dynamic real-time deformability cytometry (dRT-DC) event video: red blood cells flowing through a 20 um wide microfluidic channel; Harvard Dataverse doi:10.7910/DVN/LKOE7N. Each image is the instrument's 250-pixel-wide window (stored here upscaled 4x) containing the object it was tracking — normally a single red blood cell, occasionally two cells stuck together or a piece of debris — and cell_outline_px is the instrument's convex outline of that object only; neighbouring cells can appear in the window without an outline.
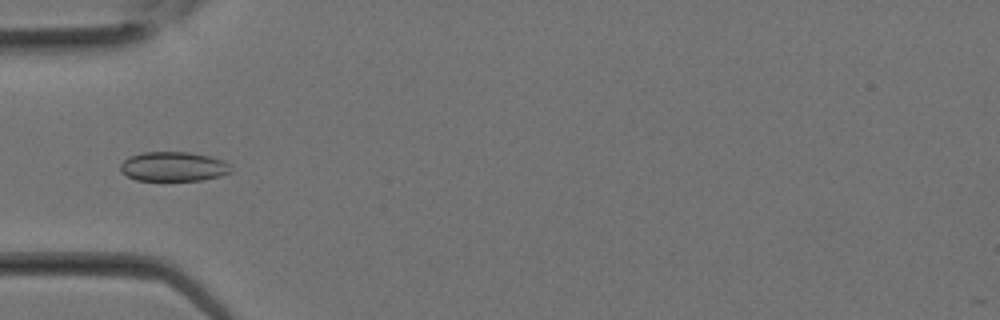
{"species": "Egyptian fruit bat (a non-hibernating species)", "species_latin": "Rousettus aegyptiacus", "temperature_condition": "room temperature", "stored_images_in_passage": 21, "camera_frame_rate_fps": 3000, "um_per_image_px": 0.085, "animal": {"sex": "female"}, "frame": {"image": 1, "passage_image": 3, "time_ms": 0.667, "image_size_px": [1000, 320], "cell_outline_px": [[232, 172], [220, 176], [200, 180], [136, 180], [120, 172], [120, 164], [128, 156], [144, 152], [188, 152], [208, 156], [224, 160], [232, 168]], "centroid_in_image_um": [14.73, 14.15], "position_along_channel_um": 70.3, "area_um2": 19.02}}
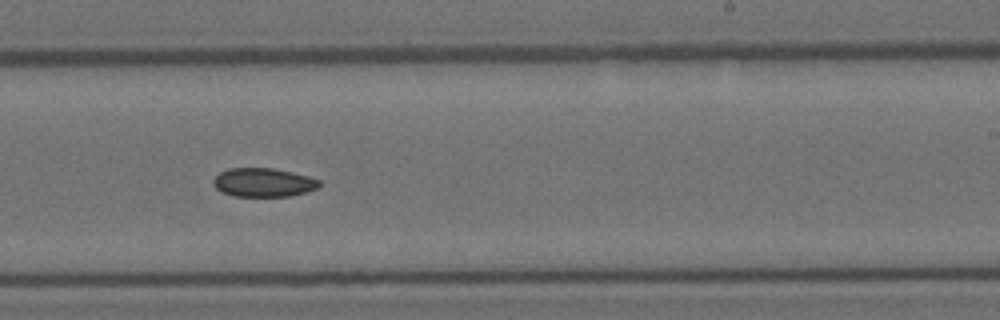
{"frame": {"image": 2, "passage_image": 11, "time_ms": 3.333, "image_size_px": [1000, 320], "cell_outline_px": [[320, 188], [288, 196], [232, 196], [220, 192], [212, 184], [212, 180], [220, 172], [228, 168], [272, 168], [292, 172], [308, 176], [320, 180]], "centroid_in_image_um": [22.36, 15.51], "position_along_channel_um": 266.6, "area_um2": 17.86}}
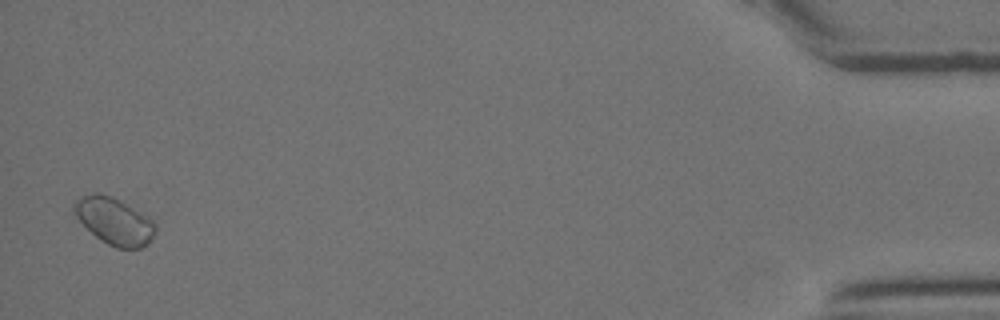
{"frame": {"image": 3, "passage_image": 21, "time_ms": 6.667, "image_size_px": [1000, 320], "cell_outline_px": [[156, 232], [148, 244], [140, 248], [116, 248], [100, 240], [76, 216], [72, 208], [72, 204], [76, 200], [84, 196], [96, 192], [100, 192], [112, 196], [152, 220], [156, 224]], "centroid_in_image_um": [9.71, 18.8], "position_along_channel_um": 425.5, "area_um2": 21.85}}